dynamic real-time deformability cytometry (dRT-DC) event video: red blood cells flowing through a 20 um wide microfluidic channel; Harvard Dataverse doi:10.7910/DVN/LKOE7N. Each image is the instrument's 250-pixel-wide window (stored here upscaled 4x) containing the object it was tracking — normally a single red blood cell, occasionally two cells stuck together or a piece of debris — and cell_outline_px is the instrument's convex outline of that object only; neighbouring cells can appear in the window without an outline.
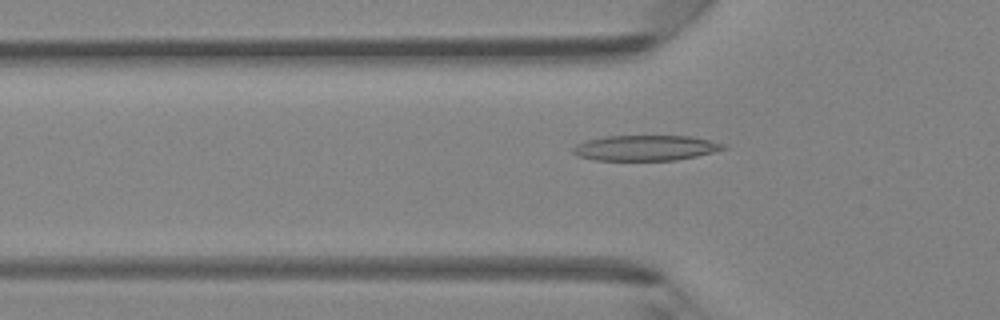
{"species": "Egyptian fruit bat (a non-hibernating species)", "species_latin": "Rousettus aegyptiacus", "temperature_condition": "room temperature", "stored_images_in_passage": 39, "camera_frame_rate_fps": 3000, "um_per_image_px": 0.085, "animal": {"sex": "female"}, "frame": {"image": 1, "passage_image": 8, "time_ms": 2.333, "image_size_px": [1000, 320], "cell_outline_px": [[728, 148], [696, 156], [676, 160], [596, 160], [576, 156], [572, 152], [572, 148], [576, 144], [588, 140], [604, 136], [692, 136], [728, 144]], "centroid_in_image_um": [54.88, 12.57], "position_along_channel_um": 70.9, "area_um2": 22.37}}
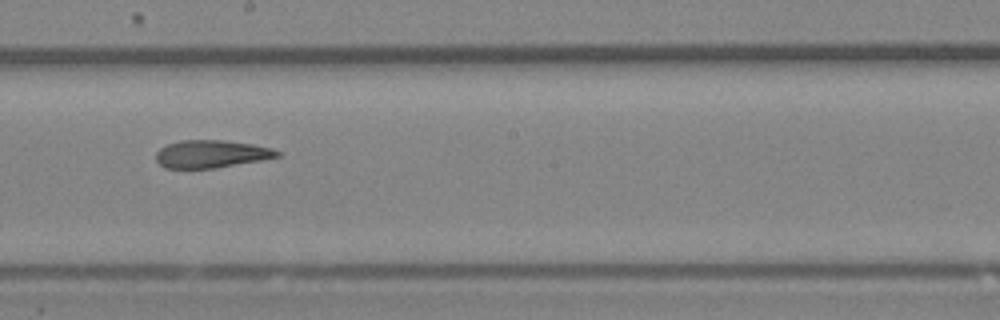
{"frame": {"image": 2, "passage_image": 19, "time_ms": 6.0, "image_size_px": [1000, 320], "cell_outline_px": [[280, 156], [264, 160], [212, 168], [164, 168], [156, 160], [156, 152], [160, 148], [168, 144], [180, 140], [224, 140], [252, 144], [272, 148], [280, 152]], "centroid_in_image_um": [17.96, 13.08], "position_along_channel_um": 230.2, "area_um2": 19.54}}
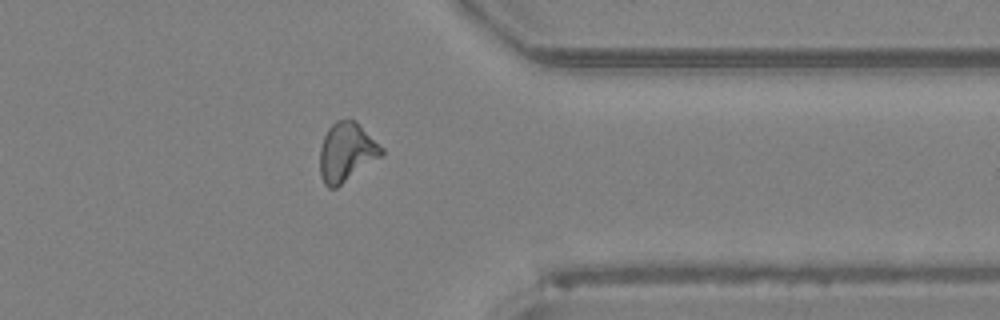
{"frame": {"image": 3, "passage_image": 30, "time_ms": 9.667, "image_size_px": [1000, 320], "cell_outline_px": [[384, 152], [380, 156], [336, 188], [328, 188], [324, 184], [320, 176], [320, 148], [324, 136], [328, 128], [336, 120], [356, 120], [384, 148]], "centroid_in_image_um": [29.44, 12.92], "position_along_channel_um": 382.0, "area_um2": 21.04}, "authors_computed_cell_mechanics": {"area_um2": 20.519, "velocity_mm_per_s": 4.3476, "shape_relaxation_time_tau1_ms": null, "shape_relaxation_time_tau2_ms": 3.1842, "deformation_change_tau1": null, "deformation_change_tau2": 0.1178}}